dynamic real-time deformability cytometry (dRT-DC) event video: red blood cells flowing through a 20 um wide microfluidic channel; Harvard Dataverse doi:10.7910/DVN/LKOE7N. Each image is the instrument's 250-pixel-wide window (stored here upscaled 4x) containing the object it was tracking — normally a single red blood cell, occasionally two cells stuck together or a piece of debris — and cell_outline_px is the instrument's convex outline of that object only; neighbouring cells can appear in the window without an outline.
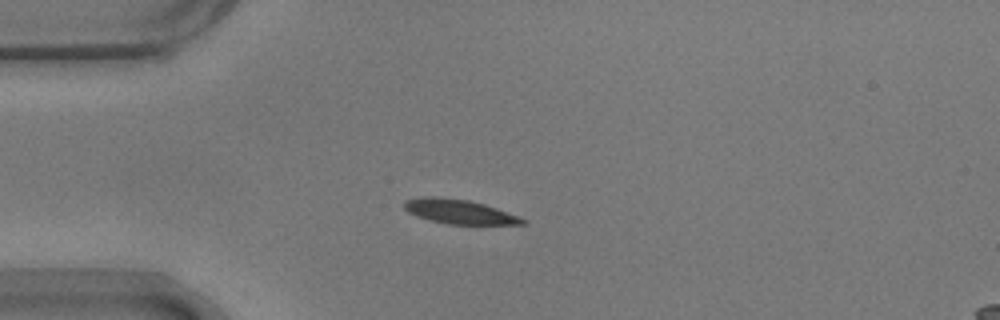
{"species": "common noctule bat (a hibernating species)", "species_latin": "Nyctalus noctula", "temperature_condition": "warm", "stored_images_in_passage": 42, "camera_frame_rate_fps": 3000, "um_per_image_px": 0.085, "animal": {"sex": "male", "body_mass_g": 17.9}, "frame": {"image": 1, "passage_image": 1, "time_ms": 0.0, "image_size_px": [1000, 320], "cell_outline_px": [[528, 220], [524, 224], [448, 224], [416, 216], [408, 212], [404, 208], [404, 200], [424, 196], [436, 196], [468, 200], [484, 204], [496, 208]], "centroid_in_image_um": [39.0, 17.98], "position_along_channel_um": 46.0, "area_um2": 16.65}}
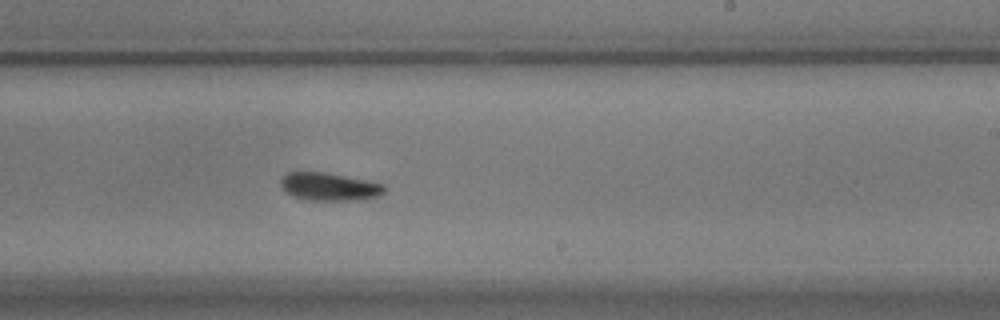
{"frame": {"image": 2, "passage_image": 20, "time_ms": 6.333, "image_size_px": [1000, 320], "cell_outline_px": [[384, 192], [376, 196], [356, 200], [304, 200], [288, 192], [280, 184], [280, 180], [288, 172], [324, 172], [384, 184]], "centroid_in_image_um": [27.97, 15.86], "position_along_channel_um": 261.0, "area_um2": 16.42}}
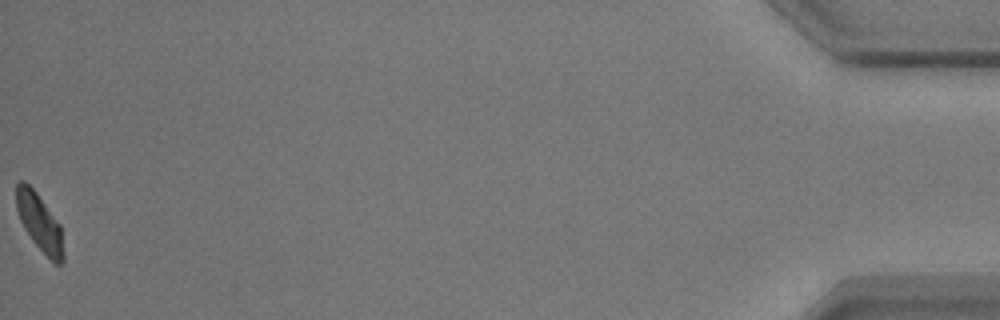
{"frame": {"image": 3, "passage_image": 42, "time_ms": 13.667, "image_size_px": [1000, 320], "cell_outline_px": [[64, 260], [60, 264], [56, 264], [32, 240], [24, 228], [20, 220], [16, 208], [16, 184], [20, 180], [24, 180], [36, 192], [60, 224], [64, 252]], "centroid_in_image_um": [3.35, 18.88], "position_along_channel_um": 431.8, "area_um2": 15.55}, "authors_computed_cell_mechanics": {"area_um2": 16.7331, "velocity_mm_per_s": 3.6754, "shape_relaxation_time_tau1_ms": 3.0166, "shape_relaxation_time_tau2_ms": 4.0032, "deformation_change_tau1": 0.1057, "deformation_change_tau2": 0.0798}}